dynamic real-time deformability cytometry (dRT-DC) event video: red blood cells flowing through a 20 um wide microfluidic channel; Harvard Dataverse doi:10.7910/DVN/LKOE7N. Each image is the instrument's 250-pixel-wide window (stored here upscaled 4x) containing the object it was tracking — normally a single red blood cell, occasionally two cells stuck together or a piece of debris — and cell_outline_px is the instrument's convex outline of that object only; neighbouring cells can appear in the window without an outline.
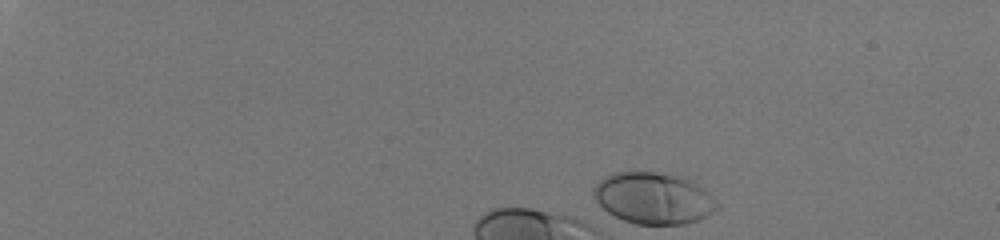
{"species": "human", "species_latin": "Homo sapiens", "temperature_condition": "room temperature", "stored_images_in_passage": 12, "camera_frame_rate_fps": 3000, "um_per_image_px": 0.085, "donor": {"sex": "male"}, "frame": {"image": 1, "passage_image": 1, "time_ms": 0.0, "image_size_px": [1000, 240], "cell_outline_px": [[720, 208], [708, 216], [700, 220], [684, 224], [636, 224], [624, 220], [608, 212], [596, 200], [592, 192], [592, 188], [604, 176], [612, 172], [628, 168], [632, 168], [688, 176], [712, 196], [720, 204]], "centroid_in_image_um": [55.56, 16.78], "position_along_channel_um": 29.4, "area_um2": 38.32}}